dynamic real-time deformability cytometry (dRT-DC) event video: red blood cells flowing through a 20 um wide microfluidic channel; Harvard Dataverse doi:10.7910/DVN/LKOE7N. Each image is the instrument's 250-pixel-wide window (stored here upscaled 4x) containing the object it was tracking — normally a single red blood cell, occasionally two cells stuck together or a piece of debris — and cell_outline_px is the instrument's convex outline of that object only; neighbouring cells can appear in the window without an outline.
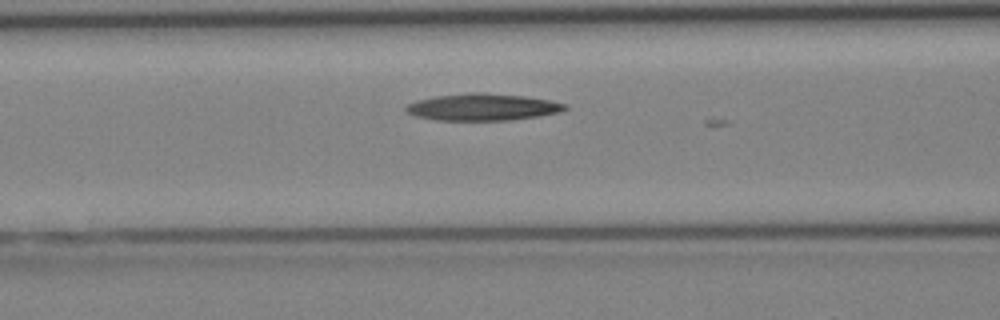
{"species": "Egyptian fruit bat (a non-hibernating species)", "species_latin": "Rousettus aegyptiacus", "temperature_condition": "cold", "stored_images_in_passage": 3, "camera_frame_rate_fps": 3000, "um_per_image_px": 0.085, "animal": {"sex": "female"}, "frame": {"image": 1, "passage_image": 3, "time_ms": 2.333, "image_size_px": [1000, 320], "cell_outline_px": [[568, 108], [560, 112], [540, 116], [508, 120], [436, 120], [416, 116], [408, 112], [404, 108], [408, 104], [416, 100], [432, 96], [468, 92], [480, 92], [524, 96], [548, 100], [568, 104]], "centroid_in_image_um": [41.01, 9.09], "position_along_channel_um": 125.6, "area_um2": 25.03}}